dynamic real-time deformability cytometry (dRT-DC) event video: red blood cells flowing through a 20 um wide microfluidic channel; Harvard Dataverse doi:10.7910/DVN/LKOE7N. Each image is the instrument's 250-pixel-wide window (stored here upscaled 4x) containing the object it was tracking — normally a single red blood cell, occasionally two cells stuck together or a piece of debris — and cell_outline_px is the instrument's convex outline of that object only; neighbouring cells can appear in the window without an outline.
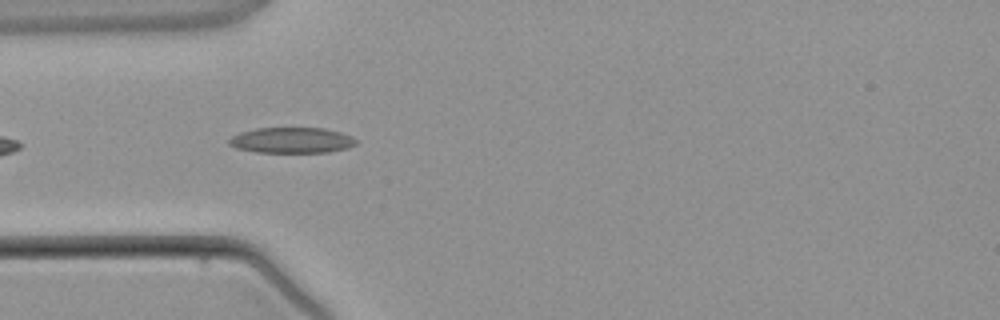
{"species": "common noctule bat (a hibernating species)", "species_latin": "Nyctalus noctula", "temperature_condition": "warm", "stored_images_in_passage": 5, "camera_frame_rate_fps": 3000, "um_per_image_px": 0.085, "animal": {"sex": "male", "body_mass_g": 21.5, "forearm_length_mm": 52.0}, "frame": {"image": 1, "passage_image": 5, "time_ms": 4.667, "image_size_px": [1000, 320], "cell_outline_px": [[356, 144], [348, 148], [328, 152], [256, 152], [236, 148], [228, 144], [228, 140], [232, 136], [240, 132], [256, 128], [324, 128], [340, 132], [356, 140]], "centroid_in_image_um": [24.75, 11.92], "position_along_channel_um": 60.2, "area_um2": 18.9}}